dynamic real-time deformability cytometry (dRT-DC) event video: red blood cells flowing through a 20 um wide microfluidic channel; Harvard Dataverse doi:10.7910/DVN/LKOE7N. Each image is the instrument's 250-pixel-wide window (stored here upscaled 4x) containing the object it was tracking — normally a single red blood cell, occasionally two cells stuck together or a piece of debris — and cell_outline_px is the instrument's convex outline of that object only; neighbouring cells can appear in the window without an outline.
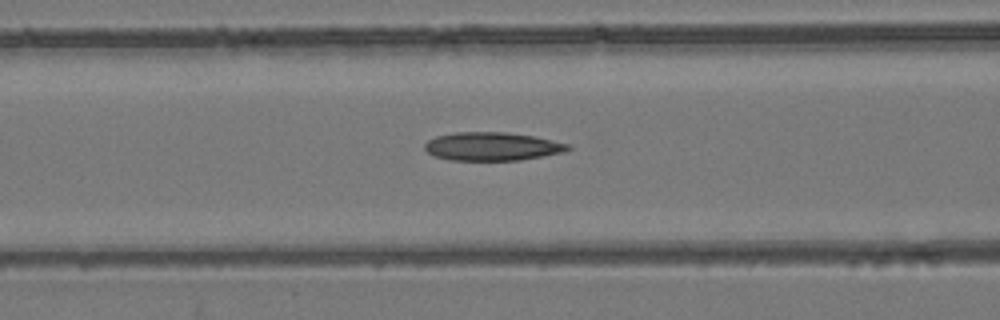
{"species": "common noctule bat (a hibernating species)", "species_latin": "Nyctalus noctula", "temperature_condition": "room temperature", "stored_images_in_passage": 34, "camera_frame_rate_fps": 3000, "um_per_image_px": 0.085, "animal": {"sex": "female", "body_mass_g": 24.6, "forearm_length_mm": 56.2}, "frame": {"image": 1, "passage_image": 10, "time_ms": 3.0, "image_size_px": [1000, 320], "cell_outline_px": [[572, 148], [564, 152], [520, 160], [452, 160], [436, 156], [428, 152], [424, 148], [424, 144], [428, 140], [436, 136], [456, 132], [508, 132], [532, 136], [568, 144]], "centroid_in_image_um": [41.82, 12.44], "position_along_channel_um": 124.8, "area_um2": 23.47}}
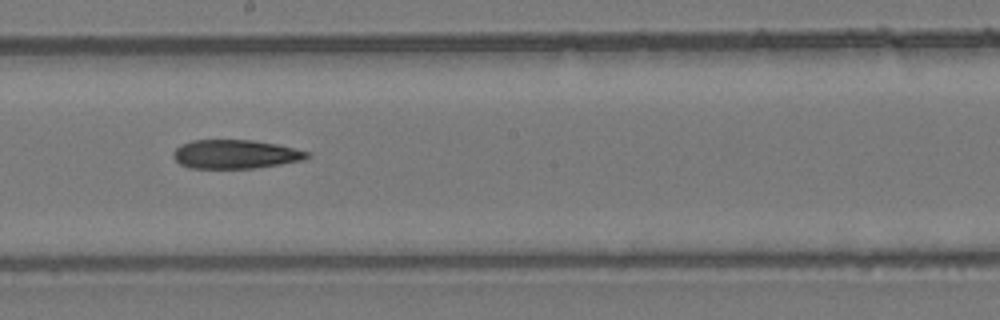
{"frame": {"image": 2, "passage_image": 18, "time_ms": 5.667, "image_size_px": [1000, 320], "cell_outline_px": [[312, 156], [304, 160], [256, 168], [188, 168], [180, 164], [172, 156], [172, 152], [180, 144], [192, 140], [252, 140], [276, 144], [312, 152]], "centroid_in_image_um": [20.02, 13.11], "position_along_channel_um": 228.2, "area_um2": 22.72}}
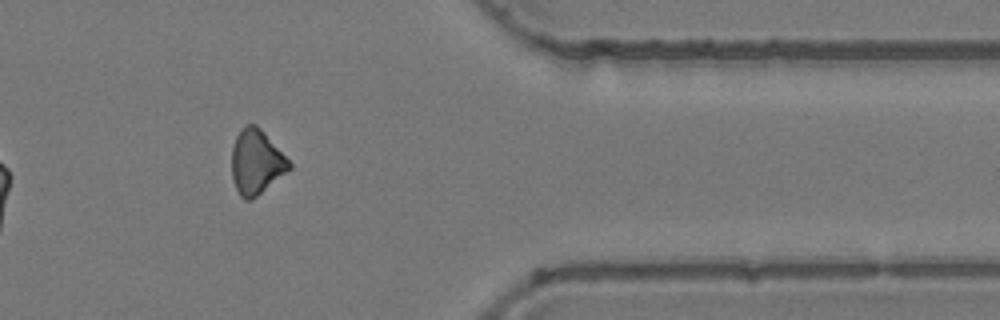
{"frame": {"image": 3, "passage_image": 32, "time_ms": 10.333, "image_size_px": [1000, 320], "cell_outline_px": [[292, 168], [252, 200], [244, 200], [240, 196], [232, 180], [232, 148], [236, 136], [240, 128], [244, 124], [256, 124], [264, 132], [292, 164]], "centroid_in_image_um": [21.77, 13.77], "position_along_channel_um": 389.6, "area_um2": 21.68}}